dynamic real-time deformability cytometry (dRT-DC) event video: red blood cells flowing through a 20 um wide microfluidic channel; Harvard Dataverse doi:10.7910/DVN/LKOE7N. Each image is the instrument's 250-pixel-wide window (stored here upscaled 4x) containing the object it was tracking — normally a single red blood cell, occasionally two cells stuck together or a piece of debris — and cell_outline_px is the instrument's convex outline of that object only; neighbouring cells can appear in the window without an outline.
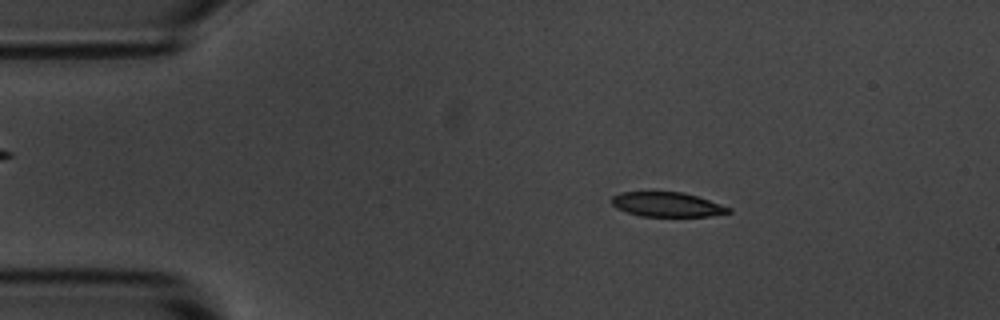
{"species": "common noctule bat (a hibernating species)", "species_latin": "Nyctalus noctula", "temperature_condition": "room temperature", "stored_images_in_passage": 5, "camera_frame_rate_fps": 3000, "um_per_image_px": 0.085, "animal": {"sex": "male", "body_mass_g": 20.1, "forearm_length_mm": 53.5}, "frame": {"image": 1, "passage_image": 2, "time_ms": 1.0, "image_size_px": [1000, 320], "cell_outline_px": [[732, 212], [708, 216], [640, 216], [616, 208], [612, 204], [612, 196], [620, 192], [680, 192], [696, 196], [732, 208]], "centroid_in_image_um": [56.69, 17.38], "position_along_channel_um": 28.3, "area_um2": 16.53}}
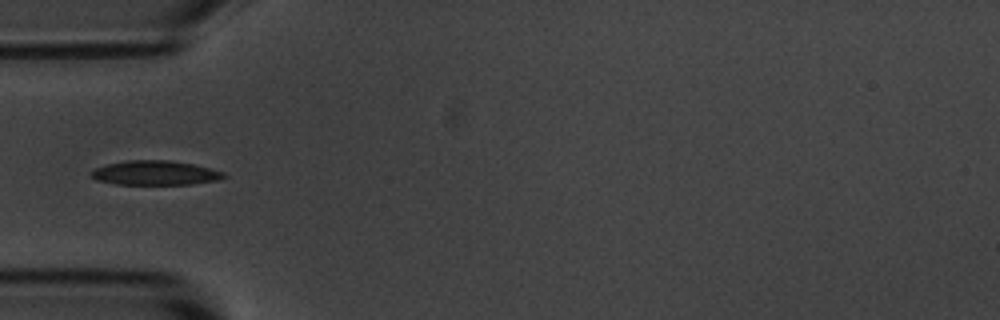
{"frame": {"image": 2, "passage_image": 4, "time_ms": 3.667, "image_size_px": [1000, 320], "cell_outline_px": [[228, 176], [220, 180], [192, 184], [116, 184], [96, 180], [88, 176], [96, 168], [108, 164], [128, 160], [172, 160], [212, 168], [224, 172]], "centroid_in_image_um": [13.23, 14.7], "position_along_channel_um": 71.8, "area_um2": 18.96}}